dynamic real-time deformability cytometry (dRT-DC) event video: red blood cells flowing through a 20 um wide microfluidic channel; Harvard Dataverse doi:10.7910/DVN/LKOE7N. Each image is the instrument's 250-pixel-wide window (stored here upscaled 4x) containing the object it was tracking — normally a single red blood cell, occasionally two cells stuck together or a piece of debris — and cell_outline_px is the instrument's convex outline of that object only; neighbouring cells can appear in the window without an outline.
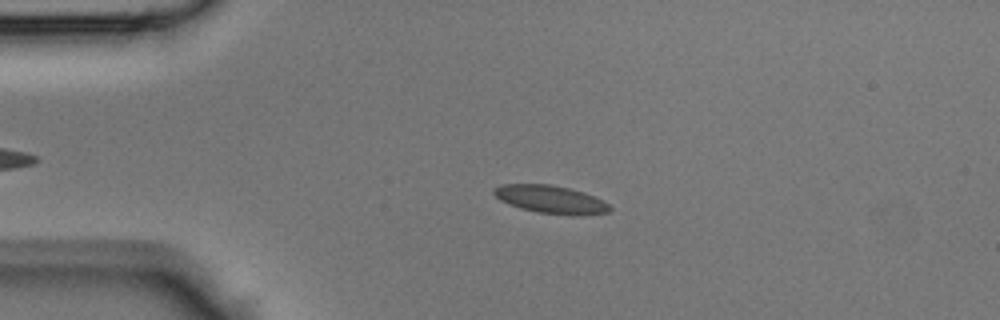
{"species": "Egyptian fruit bat (a non-hibernating species)", "species_latin": "Rousettus aegyptiacus", "temperature_condition": "room temperature", "stored_images_in_passage": 39, "camera_frame_rate_fps": 3000, "um_per_image_px": 0.085, "animal": {"sex": "male"}, "frame": {"image": 1, "passage_image": 9, "time_ms": 2.667, "image_size_px": [1000, 320], "cell_outline_px": [[612, 208], [608, 212], [540, 212], [520, 208], [508, 204], [500, 200], [492, 192], [492, 188], [500, 184], [548, 184], [568, 188], [584, 192], [596, 196], [604, 200]], "centroid_in_image_um": [46.7, 16.88], "position_along_channel_um": 38.3, "area_um2": 17.98}}
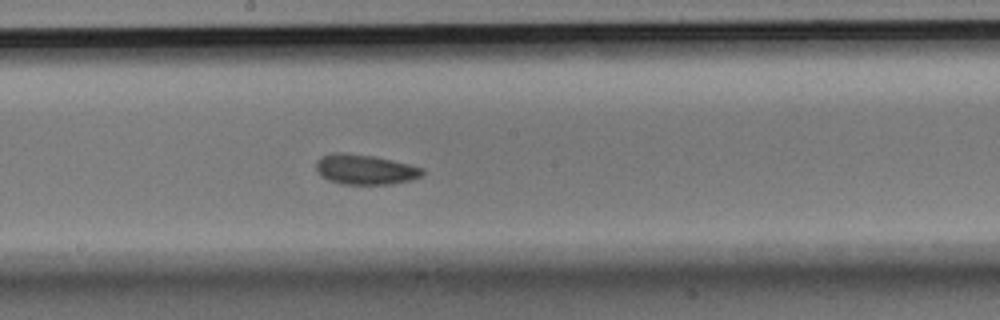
{"frame": {"image": 2, "passage_image": 23, "time_ms": 7.333, "image_size_px": [1000, 320], "cell_outline_px": [[424, 172], [420, 176], [412, 180], [392, 184], [340, 184], [328, 180], [320, 176], [316, 168], [316, 160], [320, 156], [336, 152], [340, 152], [372, 156], [392, 160], [424, 168]], "centroid_in_image_um": [31.0, 14.41], "position_along_channel_um": 217.2, "area_um2": 18.67}}
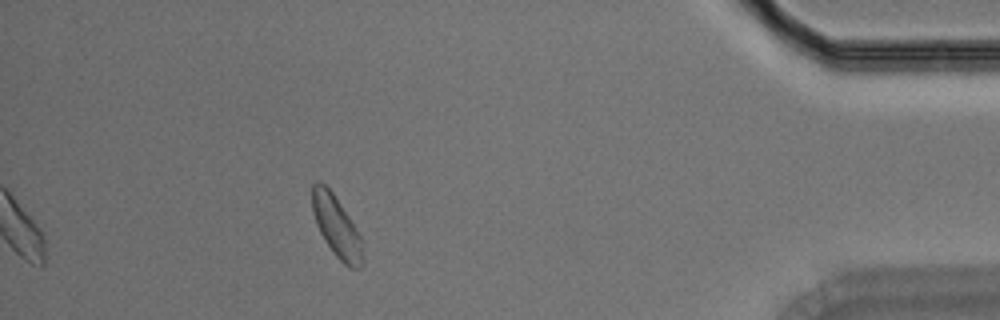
{"frame": {"image": 3, "passage_image": 39, "time_ms": 12.667, "image_size_px": [1000, 320], "cell_outline_px": [[364, 264], [360, 268], [348, 268], [336, 256], [324, 240], [316, 224], [312, 212], [312, 184], [316, 180], [320, 180], [332, 192], [356, 228], [360, 236], [364, 260]], "centroid_in_image_um": [28.59, 19.27], "position_along_channel_um": 406.6, "area_um2": 17.98}}